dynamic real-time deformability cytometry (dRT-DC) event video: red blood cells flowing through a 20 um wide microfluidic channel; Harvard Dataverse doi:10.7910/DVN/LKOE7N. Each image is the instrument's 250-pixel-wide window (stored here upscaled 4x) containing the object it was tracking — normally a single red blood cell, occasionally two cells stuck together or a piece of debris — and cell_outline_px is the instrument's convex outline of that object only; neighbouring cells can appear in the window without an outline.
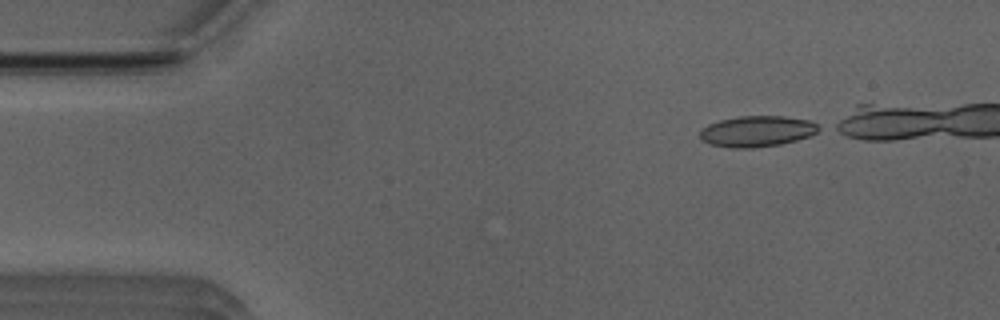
{"species": "Egyptian fruit bat (a non-hibernating species)", "species_latin": "Rousettus aegyptiacus", "temperature_condition": "room temperature", "stored_images_in_passage": 17, "camera_frame_rate_fps": 3000, "um_per_image_px": 0.085, "animal": {"sex": "male"}, "frame": {"image": 1, "passage_image": 1, "time_ms": 0.0, "image_size_px": [1000, 320], "cell_outline_px": [[824, 128], [808, 136], [796, 140], [780, 144], [752, 148], [728, 148], [708, 144], [700, 140], [700, 128], [708, 124], [720, 120], [740, 116], [784, 116], [808, 120]], "centroid_in_image_um": [64.3, 11.16], "position_along_channel_um": 20.7, "area_um2": 21.56}}